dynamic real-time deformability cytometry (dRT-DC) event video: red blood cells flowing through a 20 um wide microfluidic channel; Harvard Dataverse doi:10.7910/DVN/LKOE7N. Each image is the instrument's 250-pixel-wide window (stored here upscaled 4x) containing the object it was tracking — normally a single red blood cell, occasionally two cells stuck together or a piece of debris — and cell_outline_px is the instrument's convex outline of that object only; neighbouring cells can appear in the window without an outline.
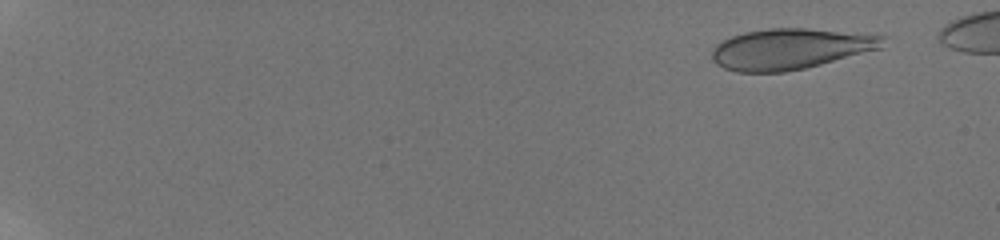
{"species": "human", "species_latin": "Homo sapiens", "temperature_condition": "room temperature", "stored_images_in_passage": 22, "camera_frame_rate_fps": 3000, "um_per_image_px": 0.085, "donor": {"sex": "male"}, "frame": {"image": 1, "passage_image": 6, "time_ms": 1.667, "image_size_px": [1000, 240], "cell_outline_px": [[888, 36], [884, 48], [804, 68], [784, 72], [736, 72], [724, 68], [716, 64], [712, 60], [712, 48], [720, 40], [744, 32], [768, 28], [808, 28]], "centroid_in_image_um": [67.19, 4.15], "position_along_channel_um": 17.8, "area_um2": 40.92}}